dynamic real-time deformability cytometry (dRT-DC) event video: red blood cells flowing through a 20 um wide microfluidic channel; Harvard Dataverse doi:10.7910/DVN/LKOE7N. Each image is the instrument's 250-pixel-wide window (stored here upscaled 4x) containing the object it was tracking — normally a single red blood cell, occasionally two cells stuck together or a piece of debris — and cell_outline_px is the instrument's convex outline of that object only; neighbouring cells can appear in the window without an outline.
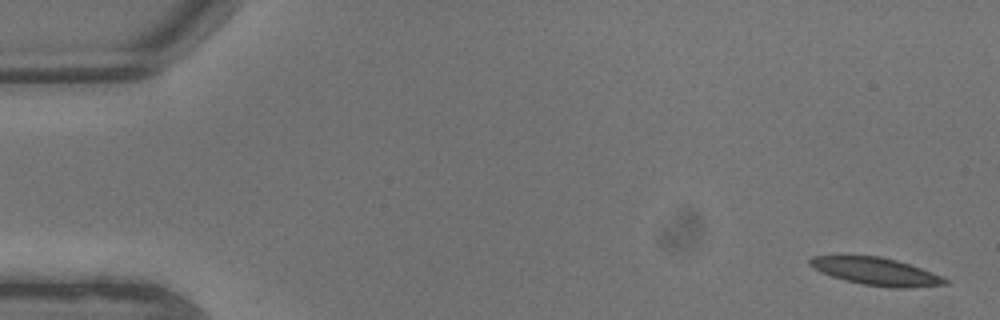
{"species": "common noctule bat (a hibernating species)", "species_latin": "Nyctalus noctula", "temperature_condition": "warm", "stored_images_in_passage": 7, "camera_frame_rate_fps": 3000, "um_per_image_px": 0.085, "animal": {"sex": "male", "body_mass_g": 13.3}, "frame": {"image": 1, "passage_image": 1, "time_ms": 0.0, "image_size_px": [1000, 320], "cell_outline_px": [[948, 284], [908, 288], [892, 288], [864, 284], [832, 276], [812, 268], [808, 264], [808, 260], [812, 256], [880, 256], [896, 260], [944, 276], [948, 280]], "centroid_in_image_um": [74.49, 23.07], "position_along_channel_um": 10.5, "area_um2": 21.5}}
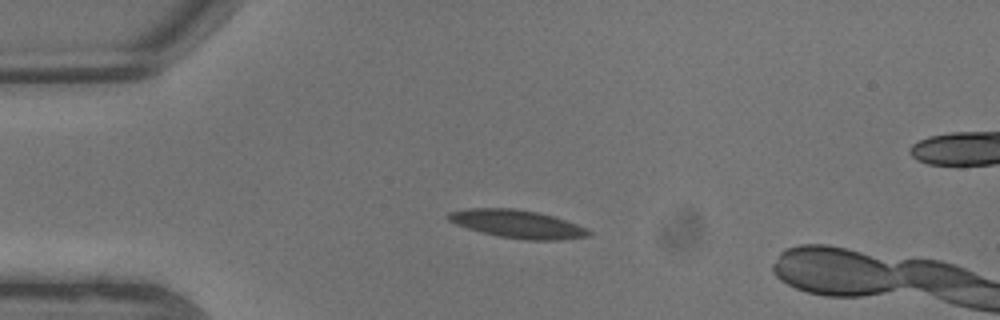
{"frame": {"image": 2, "passage_image": 5, "time_ms": 1.333, "image_size_px": [1000, 320], "cell_outline_px": [[592, 232], [588, 236], [560, 240], [528, 240], [500, 236], [468, 228], [456, 224], [448, 220], [444, 216], [448, 212], [468, 208], [516, 208], [536, 212], [552, 216], [588, 228]], "centroid_in_image_um": [43.96, 19.03], "position_along_channel_um": 41.0, "area_um2": 22.77}}